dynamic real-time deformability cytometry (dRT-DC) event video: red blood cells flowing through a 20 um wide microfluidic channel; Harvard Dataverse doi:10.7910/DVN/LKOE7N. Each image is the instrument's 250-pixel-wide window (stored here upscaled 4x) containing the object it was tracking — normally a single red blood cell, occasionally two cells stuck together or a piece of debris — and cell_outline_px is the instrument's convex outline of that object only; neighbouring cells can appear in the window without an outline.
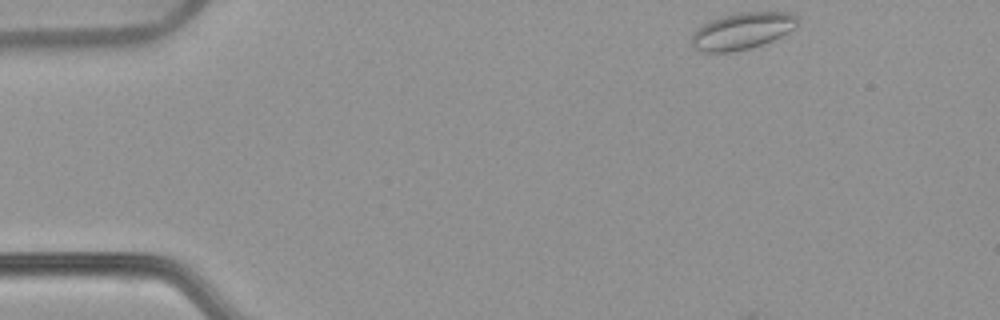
{"species": "common noctule bat (a hibernating species)", "species_latin": "Nyctalus noctula", "temperature_condition": "warm", "stored_images_in_passage": 7, "camera_frame_rate_fps": 3000, "um_per_image_px": 0.085, "animal": {"sex": "female", "body_mass_g": 22.7, "forearm_length_mm": 54.2}, "frame": {"image": 1, "passage_image": 1, "time_ms": 0.0, "image_size_px": [1000, 320], "cell_outline_px": [[800, 20], [788, 32], [764, 44], [732, 52], [700, 52], [692, 48], [692, 36], [696, 28], [700, 24], [708, 20], [740, 12], [788, 12], [796, 16]], "centroid_in_image_um": [63.03, 2.63], "position_along_channel_um": 22.0, "area_um2": 22.72}}